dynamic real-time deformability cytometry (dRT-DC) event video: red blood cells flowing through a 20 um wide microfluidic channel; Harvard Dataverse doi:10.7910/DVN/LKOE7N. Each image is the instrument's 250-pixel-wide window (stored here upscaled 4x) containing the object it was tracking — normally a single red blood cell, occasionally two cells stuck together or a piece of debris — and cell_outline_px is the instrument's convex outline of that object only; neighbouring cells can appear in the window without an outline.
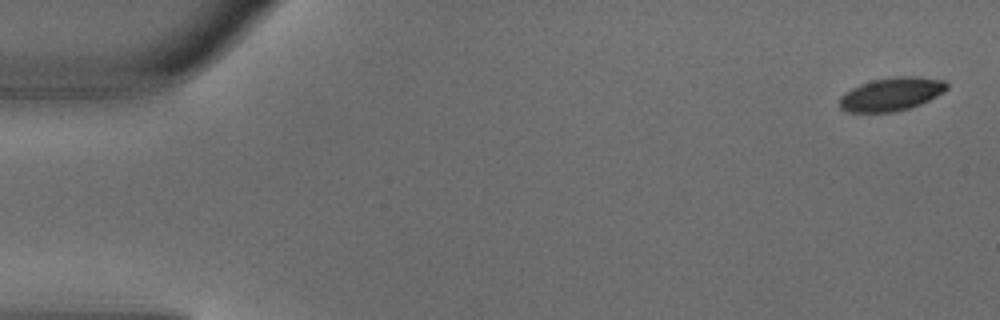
{"species": "common noctule bat (a hibernating species)", "species_latin": "Nyctalus noctula", "temperature_condition": "warm", "stored_images_in_passage": 7, "camera_frame_rate_fps": 3000, "um_per_image_px": 0.085, "animal": {"sex": "male", "body_mass_g": 18.8}, "frame": {"image": 1, "passage_image": 1, "time_ms": 0.0, "image_size_px": [1000, 320], "cell_outline_px": [[948, 88], [944, 92], [920, 104], [908, 108], [892, 112], [848, 112], [840, 108], [840, 96], [844, 92], [860, 84], [872, 80], [892, 76], [920, 76], [944, 80], [948, 84]], "centroid_in_image_um": [75.77, 7.98], "position_along_channel_um": 9.2, "area_um2": 20.92}}
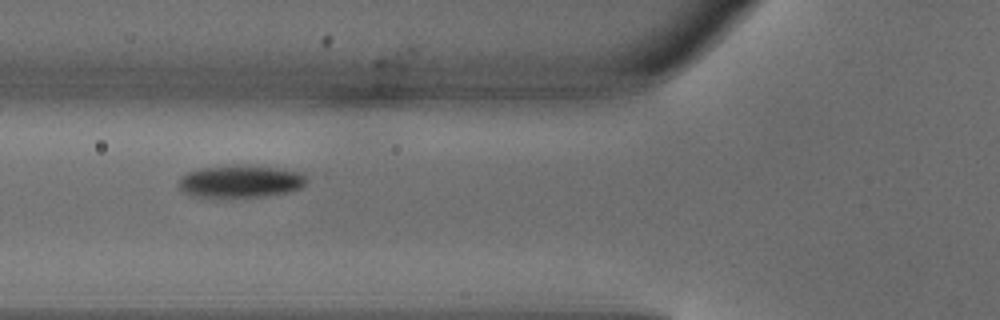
{"frame": {"image": 2, "passage_image": 5, "time_ms": 1.333, "image_size_px": [1000, 320], "cell_outline_px": [[308, 180], [300, 188], [288, 192], [264, 196], [192, 196], [184, 192], [180, 188], [180, 176], [188, 172], [200, 168], [276, 168], [300, 172]], "centroid_in_image_um": [20.45, 15.46], "position_along_channel_um": 105.4, "area_um2": 22.72}}
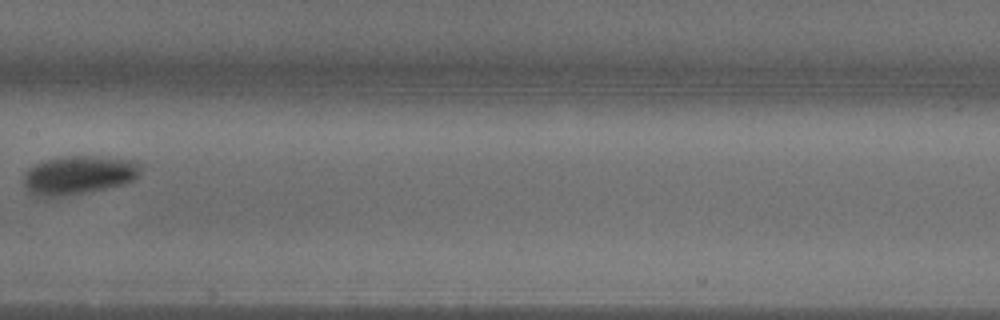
{"frame": {"image": 3, "passage_image": 7, "time_ms": 2.0, "image_size_px": [1000, 320], "cell_outline_px": [[140, 172], [132, 180], [120, 184], [104, 188], [44, 200], [36, 196], [24, 184], [24, 176], [28, 168], [44, 160], [56, 156], [100, 156], [136, 160], [140, 164]], "centroid_in_image_um": [6.64, 14.87], "position_along_channel_um": 200.8, "area_um2": 26.47}}